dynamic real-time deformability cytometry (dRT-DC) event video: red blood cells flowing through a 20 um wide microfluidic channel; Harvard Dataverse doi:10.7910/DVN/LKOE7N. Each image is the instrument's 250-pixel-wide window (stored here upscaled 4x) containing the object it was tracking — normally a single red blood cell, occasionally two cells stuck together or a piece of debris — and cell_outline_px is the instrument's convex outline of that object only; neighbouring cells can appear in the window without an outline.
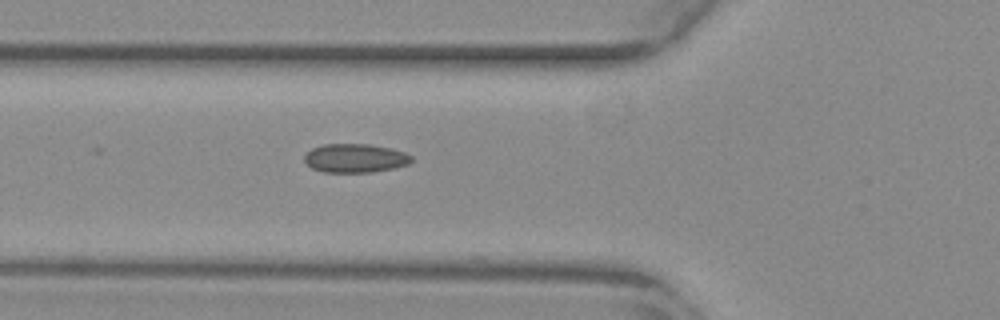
{"species": "common noctule bat (a hibernating species)", "species_latin": "Nyctalus noctula", "temperature_condition": "warm", "stored_images_in_passage": 12, "camera_frame_rate_fps": 3000, "um_per_image_px": 0.085, "animal": {"sex": "female", "body_mass_g": 29.2, "forearm_length_mm": 56.3}, "frame": {"image": 1, "passage_image": 3, "time_ms": 0.667, "image_size_px": [1000, 320], "cell_outline_px": [[412, 160], [408, 164], [392, 168], [372, 172], [324, 172], [312, 168], [304, 160], [304, 156], [312, 148], [324, 144], [368, 144], [392, 148], [404, 152], [412, 156]], "centroid_in_image_um": [30.19, 13.44], "position_along_channel_um": 95.6, "area_um2": 17.86}}
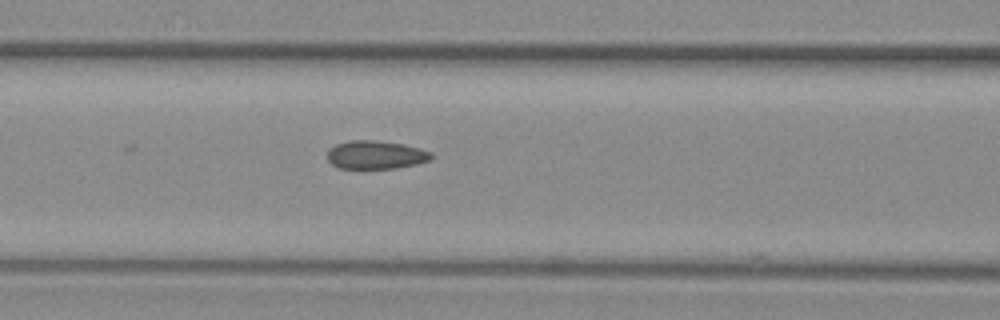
{"frame": {"image": 2, "passage_image": 6, "time_ms": 1.667, "image_size_px": [1000, 320], "cell_outline_px": [[432, 156], [428, 160], [416, 164], [396, 168], [336, 168], [328, 160], [328, 152], [336, 144], [348, 140], [376, 140], [400, 144], [420, 148], [432, 152]], "centroid_in_image_um": [31.92, 13.16], "position_along_channel_um": 134.7, "area_um2": 16.99}}